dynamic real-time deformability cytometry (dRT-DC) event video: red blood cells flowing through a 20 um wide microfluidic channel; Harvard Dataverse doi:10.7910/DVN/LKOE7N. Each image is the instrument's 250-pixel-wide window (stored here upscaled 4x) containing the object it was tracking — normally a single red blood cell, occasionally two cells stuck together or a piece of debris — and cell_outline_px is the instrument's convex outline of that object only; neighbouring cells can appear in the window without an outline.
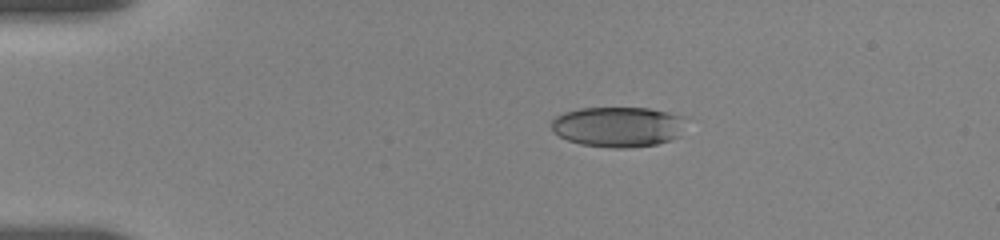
{"species": "human", "species_latin": "Homo sapiens", "temperature_condition": "room temperature", "stored_images_in_passage": 15, "camera_frame_rate_fps": 3000, "um_per_image_px": 0.085, "donor": {"sex": "female"}, "frame": {"image": 1, "passage_image": 6, "time_ms": 3.333, "image_size_px": [1000, 240], "cell_outline_px": [[692, 116], [680, 136], [656, 144], [628, 148], [608, 148], [580, 144], [568, 140], [552, 132], [552, 120], [556, 116], [564, 112], [580, 108], [648, 108]], "centroid_in_image_um": [52.63, 10.76], "position_along_channel_um": 32.4, "area_um2": 32.31}}
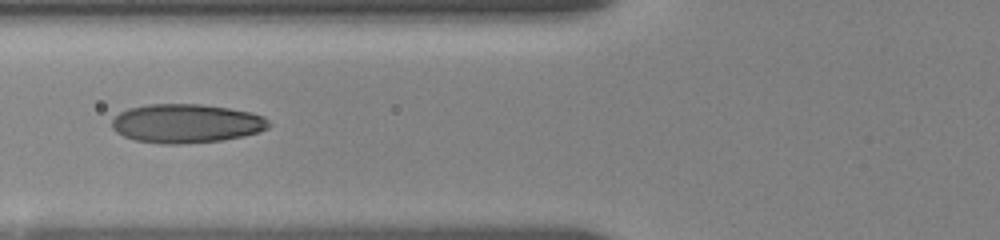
{"frame": {"image": 2, "passage_image": 11, "time_ms": 7.0, "image_size_px": [1000, 240], "cell_outline_px": [[272, 124], [268, 128], [260, 132], [244, 136], [220, 140], [176, 144], [160, 144], [136, 140], [124, 136], [116, 132], [112, 128], [112, 120], [120, 112], [128, 108], [148, 104], [200, 104], [228, 108], [248, 112], [264, 116]], "centroid_in_image_um": [15.84, 10.49], "position_along_channel_um": 110.0, "area_um2": 35.55}}
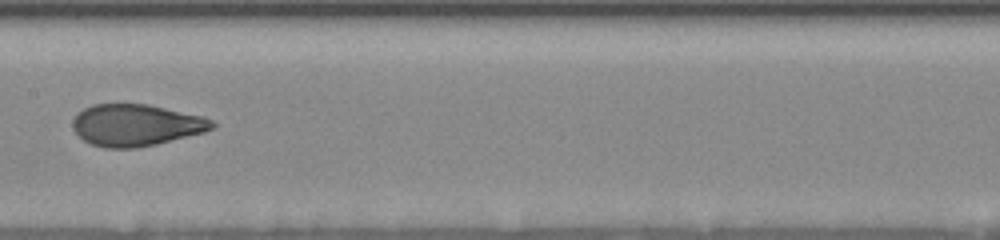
{"frame": {"image": 3, "passage_image": 14, "time_ms": 9.333, "image_size_px": [1000, 240], "cell_outline_px": [[216, 124], [212, 128], [204, 132], [156, 144], [136, 148], [104, 148], [92, 144], [84, 140], [72, 128], [72, 120], [76, 112], [92, 104], [148, 104], [204, 116], [212, 120]], "centroid_in_image_um": [11.54, 10.62], "position_along_channel_um": 195.9, "area_um2": 34.04}}